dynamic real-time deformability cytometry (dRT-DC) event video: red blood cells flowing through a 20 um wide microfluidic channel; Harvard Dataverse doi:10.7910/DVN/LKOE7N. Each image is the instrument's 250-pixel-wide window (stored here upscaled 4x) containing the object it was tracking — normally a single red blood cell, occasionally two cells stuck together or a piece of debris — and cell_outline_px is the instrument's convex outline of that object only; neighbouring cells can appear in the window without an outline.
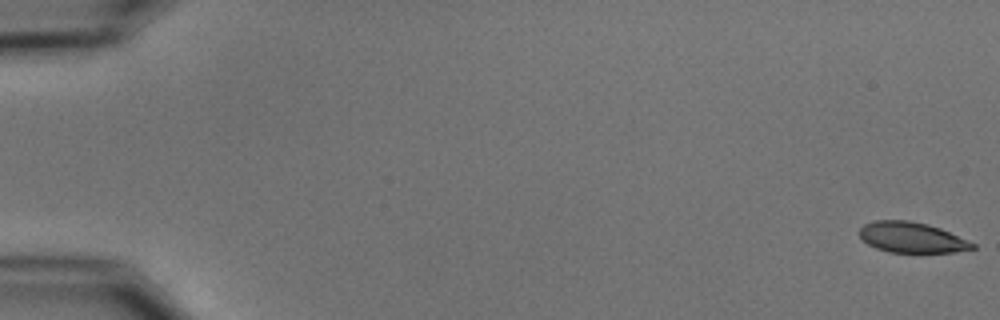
{"species": "common noctule bat (a hibernating species)", "species_latin": "Nyctalus noctula", "temperature_condition": "cold", "stored_images_in_passage": 13, "camera_frame_rate_fps": 3000, "um_per_image_px": 0.085, "animal": {"sex": "male", "body_mass_g": 15.6}, "frame": {"image": 1, "passage_image": 1, "time_ms": 0.0, "image_size_px": [1000, 320], "cell_outline_px": [[976, 248], [952, 252], [888, 252], [876, 248], [868, 244], [860, 236], [860, 228], [864, 224], [876, 220], [908, 220], [928, 224], [940, 228], [976, 244]], "centroid_in_image_um": [77.49, 20.18], "position_along_channel_um": 7.5, "area_um2": 19.94}}